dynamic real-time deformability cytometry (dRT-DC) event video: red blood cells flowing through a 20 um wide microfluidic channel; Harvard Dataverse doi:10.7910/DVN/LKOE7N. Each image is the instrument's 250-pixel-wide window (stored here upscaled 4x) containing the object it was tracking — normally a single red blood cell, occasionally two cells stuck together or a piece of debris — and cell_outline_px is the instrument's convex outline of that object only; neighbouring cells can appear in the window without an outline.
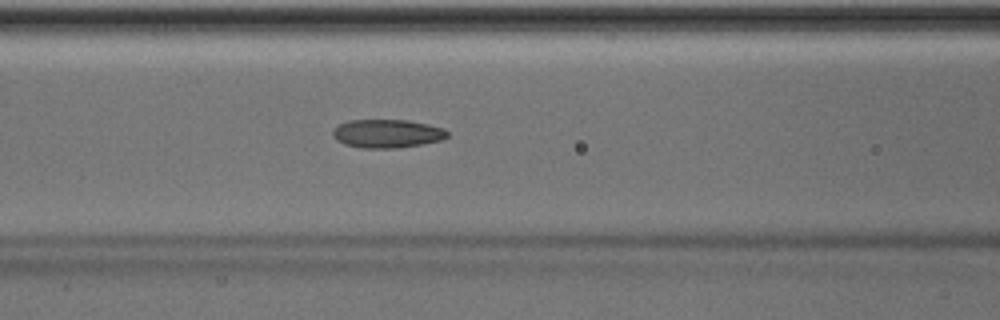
{"species": "Egyptian fruit bat (a non-hibernating species)", "species_latin": "Rousettus aegyptiacus", "temperature_condition": "room temperature", "stored_images_in_passage": 47, "camera_frame_rate_fps": 3000, "um_per_image_px": 0.085, "animal": {"sex": "male"}, "frame": {"image": 1, "passage_image": 21, "time_ms": 6.667, "image_size_px": [1000, 320], "cell_outline_px": [[448, 136], [444, 140], [424, 144], [396, 148], [360, 148], [344, 144], [336, 140], [332, 136], [332, 132], [340, 124], [348, 120], [408, 120], [428, 124], [444, 128], [448, 132]], "centroid_in_image_um": [32.93, 11.36], "position_along_channel_um": 133.7, "area_um2": 19.19}}
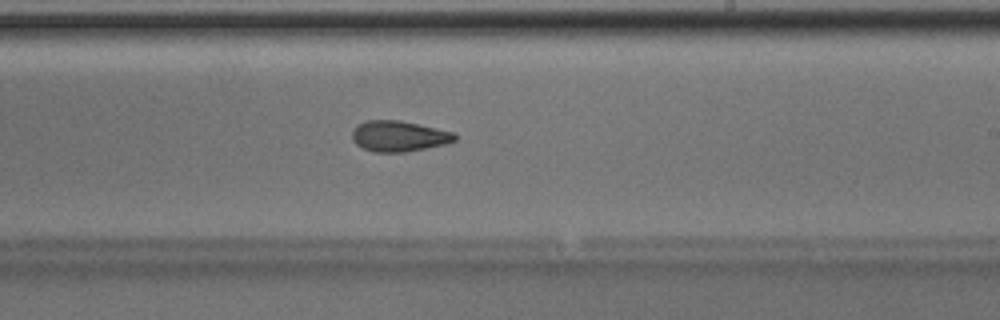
{"frame": {"image": 2, "passage_image": 30, "time_ms": 9.667, "image_size_px": [1000, 320], "cell_outline_px": [[456, 140], [444, 144], [404, 152], [372, 152], [356, 144], [352, 140], [352, 132], [356, 124], [368, 120], [400, 120], [452, 132], [456, 136]], "centroid_in_image_um": [33.84, 11.57], "position_along_channel_um": 255.2, "area_um2": 18.21}}
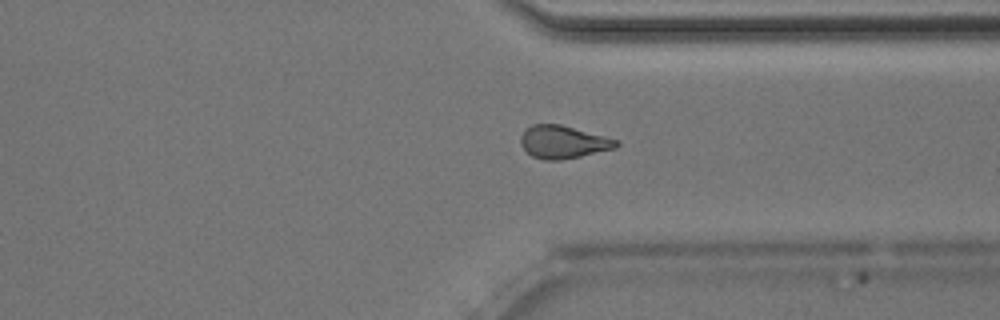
{"frame": {"image": 3, "passage_image": 38, "time_ms": 12.333, "image_size_px": [1000, 320], "cell_outline_px": [[620, 144], [616, 148], [580, 156], [560, 160], [544, 160], [532, 156], [520, 144], [520, 136], [532, 124], [560, 124], [620, 140]], "centroid_in_image_um": [47.89, 12.07], "position_along_channel_um": 363.5, "area_um2": 18.21}}